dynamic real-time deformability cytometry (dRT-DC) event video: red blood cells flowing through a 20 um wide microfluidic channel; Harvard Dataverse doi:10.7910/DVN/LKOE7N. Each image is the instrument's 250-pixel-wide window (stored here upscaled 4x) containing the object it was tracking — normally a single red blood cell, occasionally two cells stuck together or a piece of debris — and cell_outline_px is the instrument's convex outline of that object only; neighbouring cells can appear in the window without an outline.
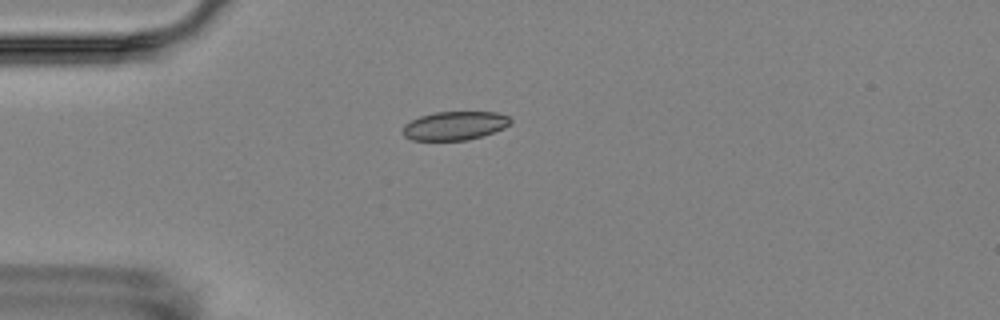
{"species": "Egyptian fruit bat (a non-hibernating species)", "species_latin": "Rousettus aegyptiacus", "temperature_condition": "room temperature", "stored_images_in_passage": 14, "camera_frame_rate_fps": 3000, "um_per_image_px": 0.085, "animal": {"sex": "female"}, "frame": {"image": 1, "passage_image": 3, "time_ms": 3.0, "image_size_px": [1000, 320], "cell_outline_px": [[512, 120], [504, 128], [468, 140], [412, 140], [404, 136], [400, 132], [404, 124], [420, 116], [436, 112], [496, 112], [508, 116]], "centroid_in_image_um": [38.6, 10.68], "position_along_channel_um": 46.4, "area_um2": 17.92}}
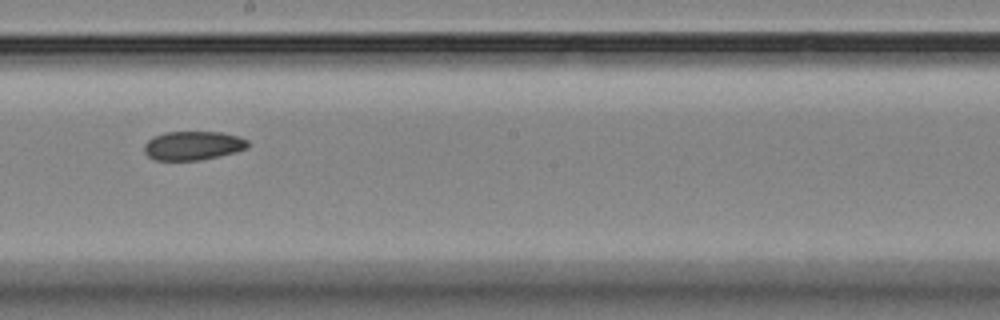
{"frame": {"image": 2, "passage_image": 8, "time_ms": 8.667, "image_size_px": [1000, 320], "cell_outline_px": [[248, 148], [236, 152], [200, 160], [156, 160], [148, 156], [144, 152], [144, 144], [152, 136], [164, 132], [220, 132], [240, 136], [248, 140]], "centroid_in_image_um": [16.4, 12.37], "position_along_channel_um": 231.8, "area_um2": 17.57}}
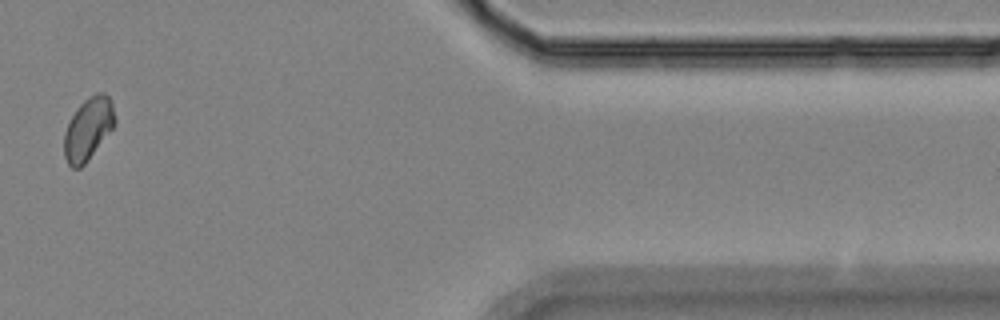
{"frame": {"image": 3, "passage_image": 13, "time_ms": 14.667, "image_size_px": [1000, 320], "cell_outline_px": [[116, 124], [84, 164], [80, 168], [72, 168], [68, 164], [64, 156], [64, 132], [72, 116], [80, 104], [84, 100], [96, 92], [104, 92], [108, 96], [112, 104], [116, 116]], "centroid_in_image_um": [7.5, 10.94], "position_along_channel_um": 403.9, "area_um2": 18.32}, "authors_computed_cell_mechanics": {"area_um2": 18.1203, "velocity_mm_per_s": 3.5661, "shape_relaxation_time_tau1_ms": null, "shape_relaxation_time_tau2_ms": 10.762, "deformation_change_tau1": null, "deformation_change_tau2": 0.0917}}